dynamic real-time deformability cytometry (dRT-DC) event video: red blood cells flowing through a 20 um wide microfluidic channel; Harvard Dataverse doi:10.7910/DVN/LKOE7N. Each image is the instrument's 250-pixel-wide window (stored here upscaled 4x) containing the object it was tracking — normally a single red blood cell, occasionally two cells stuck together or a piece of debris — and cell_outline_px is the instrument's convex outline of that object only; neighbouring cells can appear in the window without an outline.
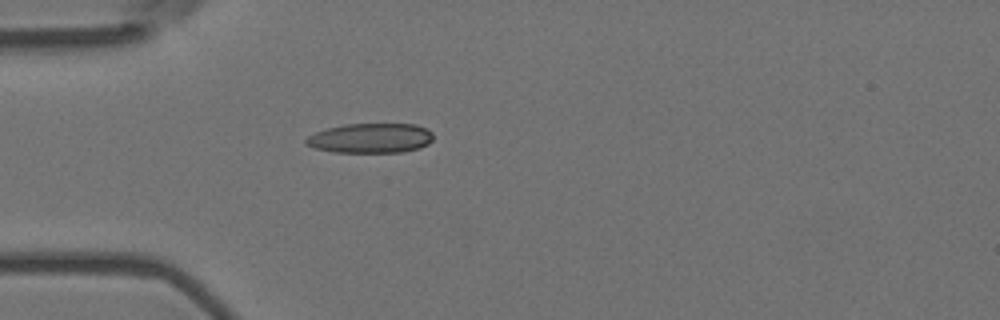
{"species": "Egyptian fruit bat (a non-hibernating species)", "species_latin": "Rousettus aegyptiacus", "temperature_condition": "room temperature", "stored_images_in_passage": 5, "camera_frame_rate_fps": 3000, "um_per_image_px": 0.085, "animal": {"sex": "female"}, "frame": {"image": 1, "passage_image": 5, "time_ms": 1.333, "image_size_px": [1000, 320], "cell_outline_px": [[432, 140], [428, 144], [420, 148], [404, 152], [332, 152], [316, 148], [304, 144], [304, 140], [308, 136], [316, 132], [328, 128], [344, 124], [416, 124], [428, 128], [432, 132]], "centroid_in_image_um": [31.52, 11.74], "position_along_channel_um": 53.5, "area_um2": 22.2}}